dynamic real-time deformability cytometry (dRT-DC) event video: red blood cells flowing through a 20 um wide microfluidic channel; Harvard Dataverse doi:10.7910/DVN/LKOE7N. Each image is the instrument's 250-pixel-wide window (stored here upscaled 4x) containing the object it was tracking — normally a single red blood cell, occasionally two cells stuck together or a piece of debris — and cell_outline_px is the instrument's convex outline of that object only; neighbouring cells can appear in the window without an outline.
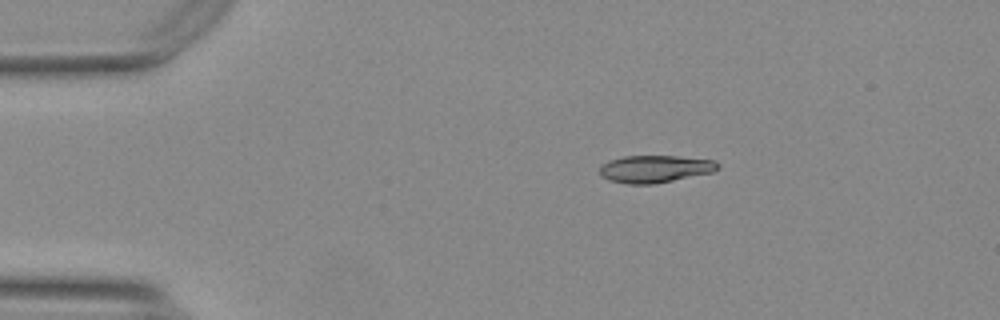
{"species": "Egyptian fruit bat (a non-hibernating species)", "species_latin": "Rousettus aegyptiacus", "temperature_condition": "warm", "stored_images_in_passage": 46, "camera_frame_rate_fps": 3000, "um_per_image_px": 0.085, "animal": {"sex": "female"}, "frame": {"image": 1, "passage_image": 1, "time_ms": 0.0, "image_size_px": [1000, 320], "cell_outline_px": [[720, 168], [712, 172], [652, 184], [628, 184], [608, 180], [600, 176], [600, 164], [608, 160], [624, 156], [676, 156], [716, 160], [720, 164]], "centroid_in_image_um": [55.65, 14.35], "position_along_channel_um": 29.4, "area_um2": 18.9}}
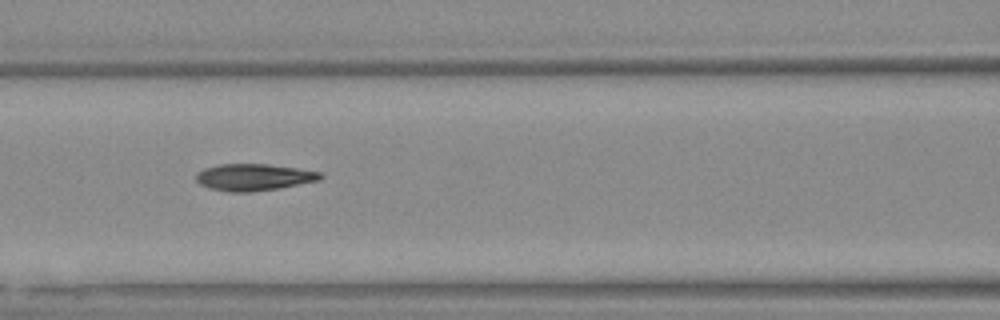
{"frame": {"image": 2, "passage_image": 15, "time_ms": 4.667, "image_size_px": [1000, 320], "cell_outline_px": [[324, 176], [320, 180], [280, 188], [248, 192], [228, 192], [212, 188], [200, 184], [196, 180], [196, 172], [204, 168], [216, 164], [268, 164], [296, 168], [320, 172]], "centroid_in_image_um": [21.56, 15.05], "position_along_channel_um": 145.0, "area_um2": 19.42}}
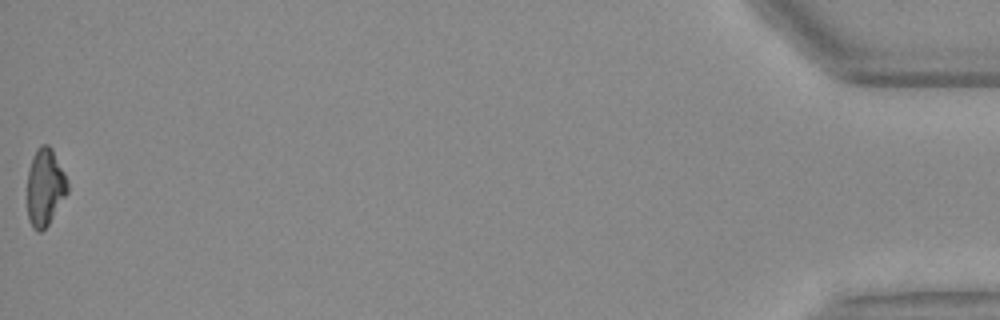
{"frame": {"image": 3, "passage_image": 46, "time_ms": 15.0, "image_size_px": [1000, 320], "cell_outline_px": [[68, 192], [48, 224], [40, 232], [32, 228], [28, 220], [28, 172], [36, 148], [40, 144], [48, 144], [52, 148], [68, 180]], "centroid_in_image_um": [3.83, 15.9], "position_along_channel_um": 431.4, "area_um2": 18.03}, "authors_computed_cell_mechanics": {"area_um2": 19.1896, "velocity_mm_per_s": 3.7403, "shape_relaxation_time_tau1_ms": 4.4323, "shape_relaxation_time_tau2_ms": 5.187, "deformation_change_tau1": 0.1725, "deformation_change_tau2": 0.1006}}